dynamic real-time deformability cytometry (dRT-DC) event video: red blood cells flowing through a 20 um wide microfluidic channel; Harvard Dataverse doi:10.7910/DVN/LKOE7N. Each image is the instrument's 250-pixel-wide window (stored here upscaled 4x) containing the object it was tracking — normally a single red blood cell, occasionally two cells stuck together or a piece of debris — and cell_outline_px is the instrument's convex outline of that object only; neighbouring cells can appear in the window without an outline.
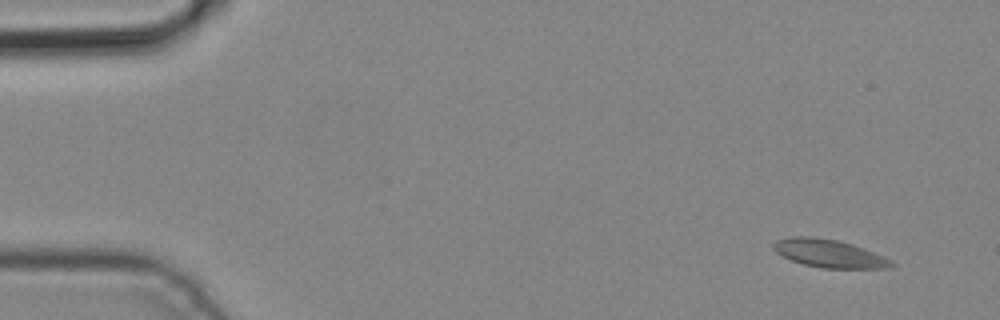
{"species": "common noctule bat (a hibernating species)", "species_latin": "Nyctalus noctula", "temperature_condition": "cold", "stored_images_in_passage": 3, "camera_frame_rate_fps": 3000, "um_per_image_px": 0.085, "animal": {"sex": "male", "body_mass_g": 19.2, "forearm_length_mm": 51.8}, "frame": {"image": 1, "passage_image": 1, "time_ms": 0.0, "image_size_px": [1000, 320], "cell_outline_px": [[896, 264], [892, 268], [820, 268], [804, 264], [792, 260], [776, 252], [772, 248], [772, 244], [776, 240], [792, 236], [816, 236], [836, 240], [852, 244], [884, 256], [892, 260]], "centroid_in_image_um": [70.49, 21.54], "position_along_channel_um": 14.5, "area_um2": 19.31}}
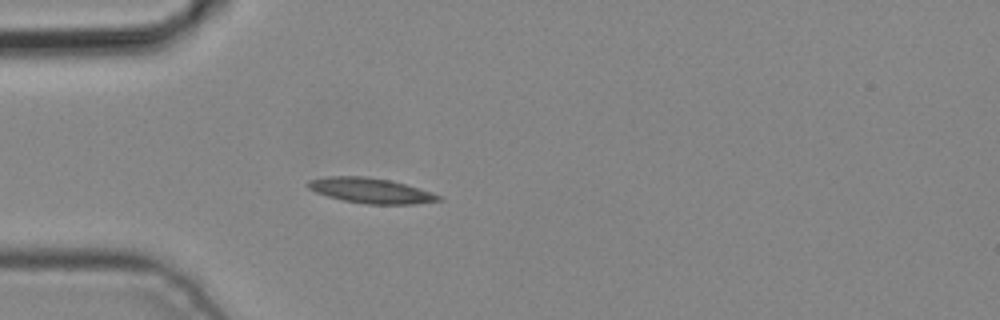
{"frame": {"image": 2, "passage_image": 3, "time_ms": 0.667, "image_size_px": [1000, 320], "cell_outline_px": [[444, 200], [412, 204], [368, 204], [344, 200], [328, 196], [316, 192], [308, 188], [308, 180], [328, 176], [364, 176], [388, 180], [404, 184], [432, 192], [440, 196]], "centroid_in_image_um": [31.51, 16.2], "position_along_channel_um": 53.5, "area_um2": 18.9}}